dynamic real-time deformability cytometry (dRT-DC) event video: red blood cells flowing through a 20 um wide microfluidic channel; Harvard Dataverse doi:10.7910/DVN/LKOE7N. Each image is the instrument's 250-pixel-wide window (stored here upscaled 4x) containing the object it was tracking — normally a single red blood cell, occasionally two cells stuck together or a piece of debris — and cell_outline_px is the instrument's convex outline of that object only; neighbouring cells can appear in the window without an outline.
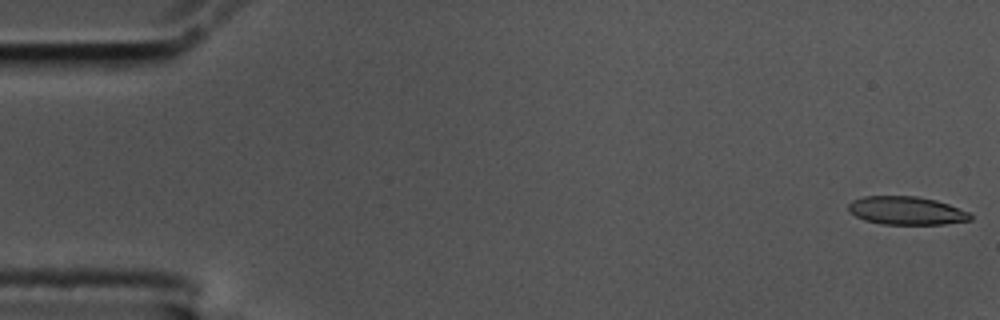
{"species": "common noctule bat (a hibernating species)", "species_latin": "Nyctalus noctula", "temperature_condition": "cold", "stored_images_in_passage": 8, "camera_frame_rate_fps": 3000, "um_per_image_px": 0.085, "animal": {"sex": "male", "body_mass_g": 17.5, "forearm_length_mm": 52.3}, "frame": {"image": 1, "passage_image": 1, "time_ms": 0.0, "image_size_px": [1000, 320], "cell_outline_px": [[972, 220], [944, 224], [880, 224], [864, 220], [856, 216], [848, 208], [848, 204], [852, 200], [864, 196], [916, 196], [936, 200], [948, 204], [968, 212], [972, 216]], "centroid_in_image_um": [77.04, 17.9], "position_along_channel_um": 8.0, "area_um2": 20.0}}
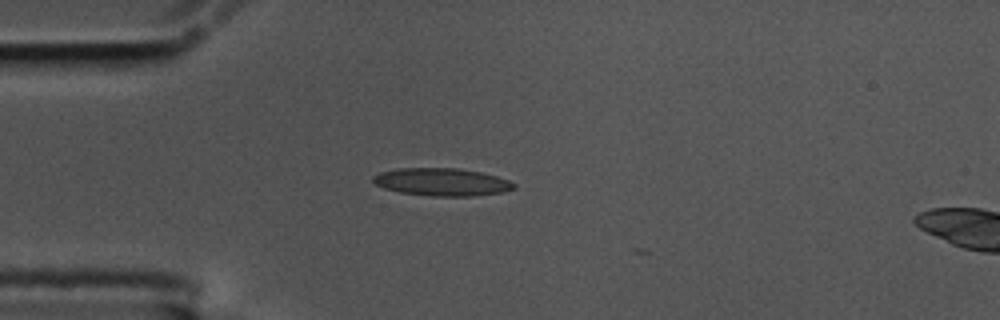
{"frame": {"image": 2, "passage_image": 4, "time_ms": 1.0, "image_size_px": [1000, 320], "cell_outline_px": [[516, 188], [504, 192], [472, 196], [432, 196], [400, 192], [384, 188], [376, 184], [372, 180], [372, 176], [380, 172], [400, 168], [456, 168], [480, 172], [496, 176], [508, 180], [516, 184]], "centroid_in_image_um": [37.57, 15.47], "position_along_channel_um": 47.4, "area_um2": 22.66}}
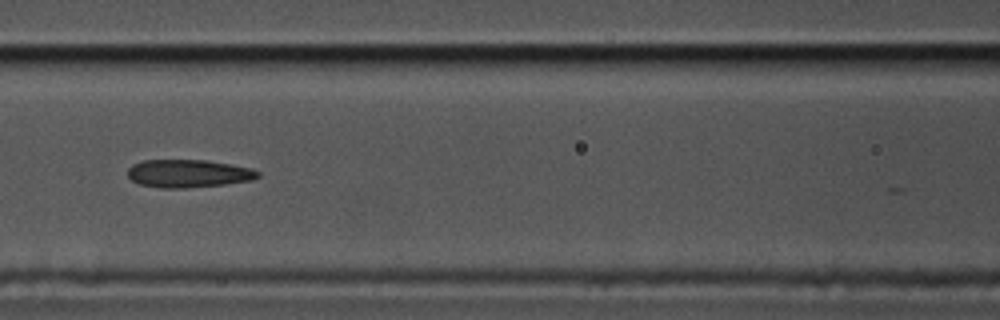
{"frame": {"image": 3, "passage_image": 7, "time_ms": 2.0, "image_size_px": [1000, 320], "cell_outline_px": [[260, 176], [252, 180], [224, 184], [184, 188], [160, 188], [140, 184], [132, 180], [128, 176], [128, 168], [132, 164], [144, 160], [208, 160], [232, 164], [252, 168], [260, 172]], "centroid_in_image_um": [16.03, 14.74], "position_along_channel_um": 150.6, "area_um2": 21.27}}